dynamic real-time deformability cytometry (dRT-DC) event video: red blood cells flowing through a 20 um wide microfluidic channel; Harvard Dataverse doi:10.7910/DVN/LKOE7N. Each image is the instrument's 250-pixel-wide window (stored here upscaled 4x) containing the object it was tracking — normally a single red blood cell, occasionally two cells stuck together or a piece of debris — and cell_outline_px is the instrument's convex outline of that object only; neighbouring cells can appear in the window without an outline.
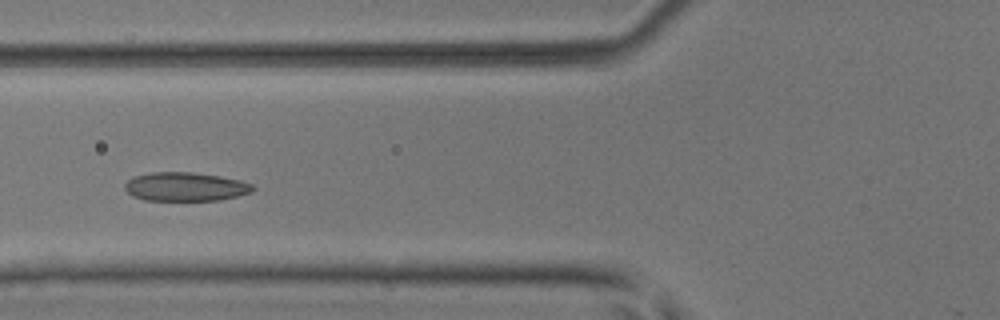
{"species": "common noctule bat (a hibernating species)", "species_latin": "Nyctalus noctula", "temperature_condition": "room temperature", "stored_images_in_passage": 4, "camera_frame_rate_fps": 3000, "um_per_image_px": 0.085, "animal": {"sex": "male", "body_mass_g": 17.9, "forearm_length_mm": 54.2}, "frame": {"image": 1, "passage_image": 4, "time_ms": 1.0, "image_size_px": [1000, 320], "cell_outline_px": [[256, 188], [252, 192], [220, 200], [144, 200], [132, 196], [124, 188], [124, 184], [132, 176], [152, 172], [192, 172], [220, 176], [240, 180], [252, 184]], "centroid_in_image_um": [15.75, 15.86], "position_along_channel_um": 110.1, "area_um2": 21.56}}